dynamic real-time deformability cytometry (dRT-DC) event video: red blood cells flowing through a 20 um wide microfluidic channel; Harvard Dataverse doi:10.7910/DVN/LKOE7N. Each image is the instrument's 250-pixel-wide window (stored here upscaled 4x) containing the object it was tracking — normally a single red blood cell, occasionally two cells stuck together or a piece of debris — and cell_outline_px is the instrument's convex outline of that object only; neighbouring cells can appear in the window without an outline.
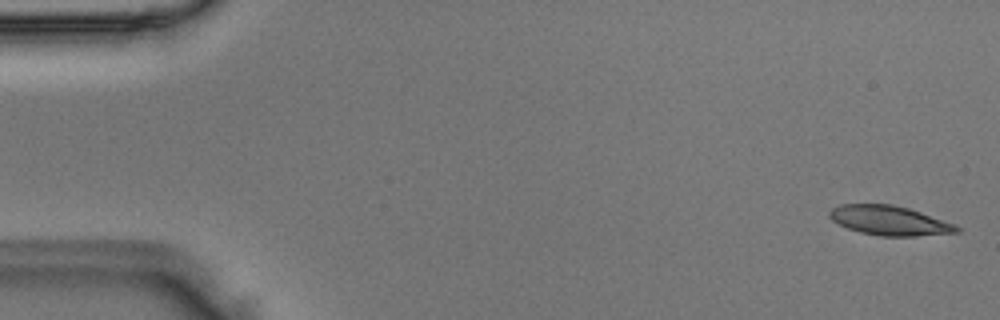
{"species": "Egyptian fruit bat (a non-hibernating species)", "species_latin": "Rousettus aegyptiacus", "temperature_condition": "room temperature", "stored_images_in_passage": 49, "camera_frame_rate_fps": 3000, "um_per_image_px": 0.085, "animal": {"sex": "male"}, "frame": {"image": 1, "passage_image": 1, "time_ms": 0.0, "image_size_px": [1000, 320], "cell_outline_px": [[960, 232], [916, 236], [880, 236], [860, 232], [848, 228], [832, 220], [828, 216], [828, 212], [832, 208], [840, 204], [892, 204], [908, 208], [956, 224], [960, 228]], "centroid_in_image_um": [75.6, 18.74], "position_along_channel_um": 9.4, "area_um2": 21.85}}
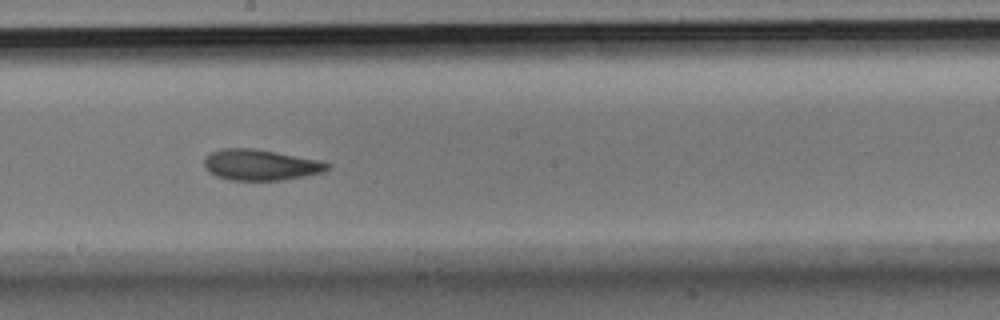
{"frame": {"image": 2, "passage_image": 27, "time_ms": 8.667, "image_size_px": [1000, 320], "cell_outline_px": [[332, 164], [328, 168], [320, 172], [304, 176], [280, 180], [228, 180], [216, 176], [208, 172], [204, 168], [204, 160], [212, 152], [220, 148], [252, 148], [276, 152], [320, 160]], "centroid_in_image_um": [22.11, 14.01], "position_along_channel_um": 226.1, "area_um2": 22.08}}
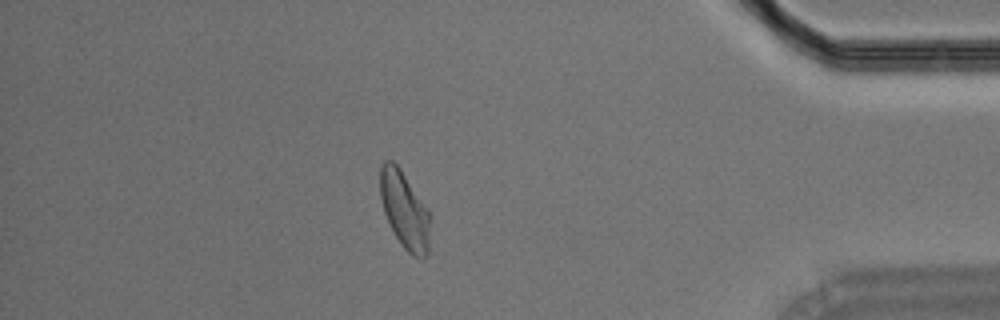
{"frame": {"image": 3, "passage_image": 43, "time_ms": 14.0, "image_size_px": [1000, 320], "cell_outline_px": [[428, 252], [424, 256], [412, 256], [400, 244], [384, 212], [380, 196], [380, 168], [384, 160], [392, 160], [400, 168], [428, 208]], "centroid_in_image_um": [34.36, 17.8], "position_along_channel_um": 400.8, "area_um2": 21.96}}